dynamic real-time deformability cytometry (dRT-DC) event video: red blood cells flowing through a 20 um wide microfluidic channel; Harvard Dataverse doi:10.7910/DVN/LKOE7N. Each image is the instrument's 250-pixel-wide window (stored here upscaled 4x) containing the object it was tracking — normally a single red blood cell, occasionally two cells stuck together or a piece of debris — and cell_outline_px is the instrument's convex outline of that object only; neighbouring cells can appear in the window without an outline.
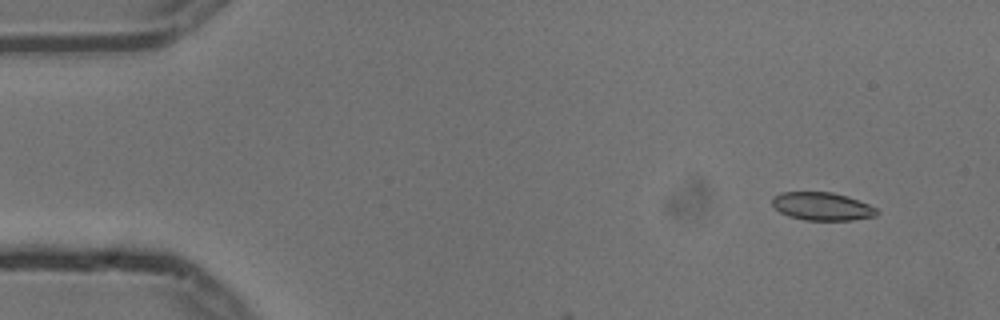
{"species": "common noctule bat (a hibernating species)", "species_latin": "Nyctalus noctula", "temperature_condition": "cold", "stored_images_in_passage": 4, "camera_frame_rate_fps": 3000, "um_per_image_px": 0.085, "animal": {"sex": "male", "body_mass_g": 13.3}, "frame": {"image": 1, "passage_image": 2, "time_ms": 0.333, "image_size_px": [1000, 320], "cell_outline_px": [[880, 212], [876, 216], [852, 220], [804, 220], [788, 216], [780, 212], [772, 204], [772, 196], [780, 192], [832, 192], [848, 196], [868, 204], [876, 208]], "centroid_in_image_um": [69.88, 17.54], "position_along_channel_um": 15.1, "area_um2": 17.22}}
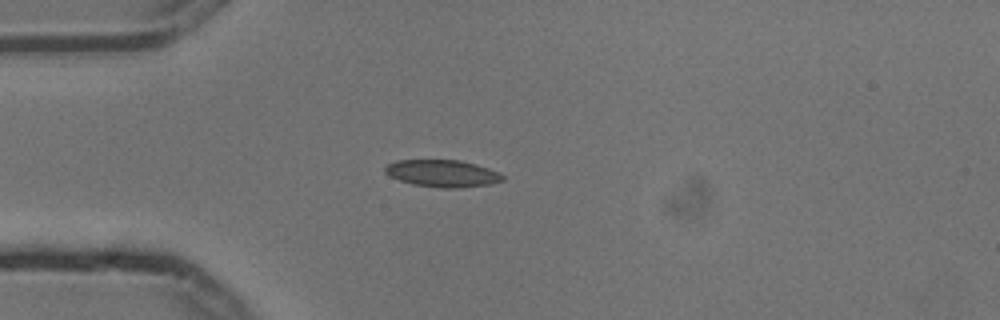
{"frame": {"image": 2, "passage_image": 4, "time_ms": 1.0, "image_size_px": [1000, 320], "cell_outline_px": [[504, 180], [492, 184], [460, 188], [440, 188], [412, 184], [400, 180], [384, 172], [384, 168], [388, 164], [396, 160], [460, 160], [476, 164], [488, 168], [504, 176]], "centroid_in_image_um": [37.62, 14.74], "position_along_channel_um": 47.4, "area_um2": 18.55}}